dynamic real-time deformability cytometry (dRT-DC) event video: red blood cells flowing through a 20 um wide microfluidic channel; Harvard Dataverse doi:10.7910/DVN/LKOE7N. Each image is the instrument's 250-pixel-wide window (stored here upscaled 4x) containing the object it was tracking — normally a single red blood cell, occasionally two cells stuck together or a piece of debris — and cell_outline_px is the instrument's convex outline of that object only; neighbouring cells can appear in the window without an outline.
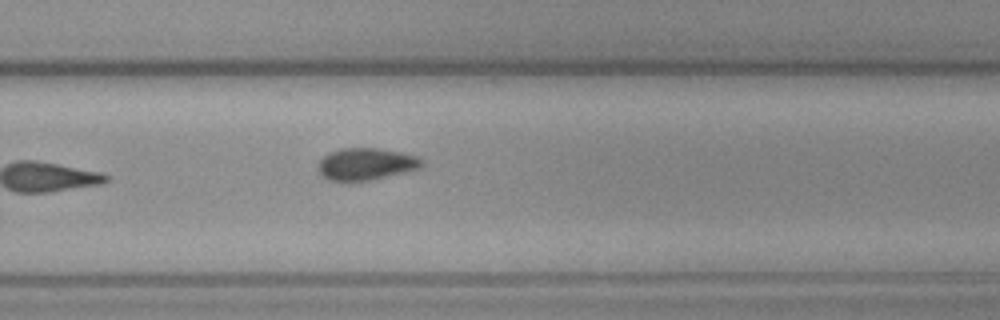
{"species": "common noctule bat (a hibernating species)", "species_latin": "Nyctalus noctula", "temperature_condition": "cold", "stored_images_in_passage": 7, "camera_frame_rate_fps": 3000, "um_per_image_px": 0.085, "animal": {"sex": "female", "body_mass_g": 19.3, "forearm_length_mm": 54.1}, "frame": {"image": 1, "passage_image": 7, "time_ms": 2.0, "image_size_px": [1000, 320], "cell_outline_px": [[424, 164], [420, 168], [372, 180], [328, 180], [316, 168], [316, 164], [328, 152], [340, 148], [380, 148], [420, 156], [424, 160]], "centroid_in_image_um": [31.13, 13.92], "position_along_channel_um": 298.7, "area_um2": 19.48}}